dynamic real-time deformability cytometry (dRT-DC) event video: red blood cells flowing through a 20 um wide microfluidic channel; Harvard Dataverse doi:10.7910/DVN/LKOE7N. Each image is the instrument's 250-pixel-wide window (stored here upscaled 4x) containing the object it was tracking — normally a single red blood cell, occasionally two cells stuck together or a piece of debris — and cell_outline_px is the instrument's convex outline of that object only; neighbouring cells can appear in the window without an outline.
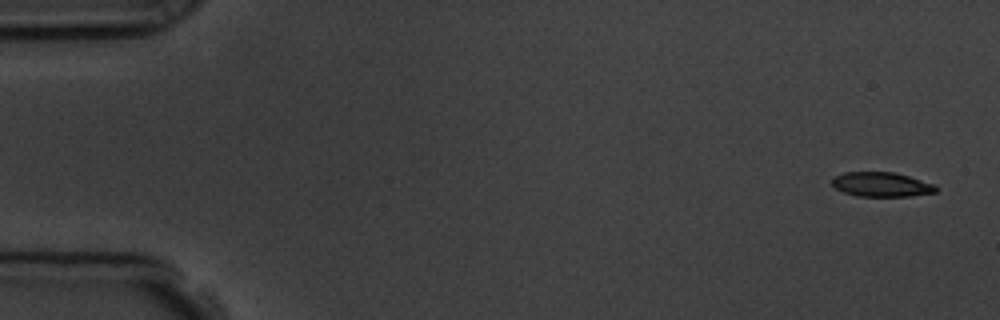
{"species": "common noctule bat (a hibernating species)", "species_latin": "Nyctalus noctula", "temperature_condition": "room temperature", "stored_images_in_passage": 4, "camera_frame_rate_fps": 3000, "um_per_image_px": 0.085, "animal": {"sex": "male", "body_mass_g": 19.5, "forearm_length_mm": 54.6}, "frame": {"image": 1, "passage_image": 1, "time_ms": 0.0, "image_size_px": [1000, 320], "cell_outline_px": [[936, 192], [912, 196], [856, 196], [844, 192], [836, 188], [832, 184], [832, 180], [836, 176], [844, 172], [896, 172], [932, 184], [936, 188]], "centroid_in_image_um": [74.9, 15.68], "position_along_channel_um": 10.1, "area_um2": 14.62}}
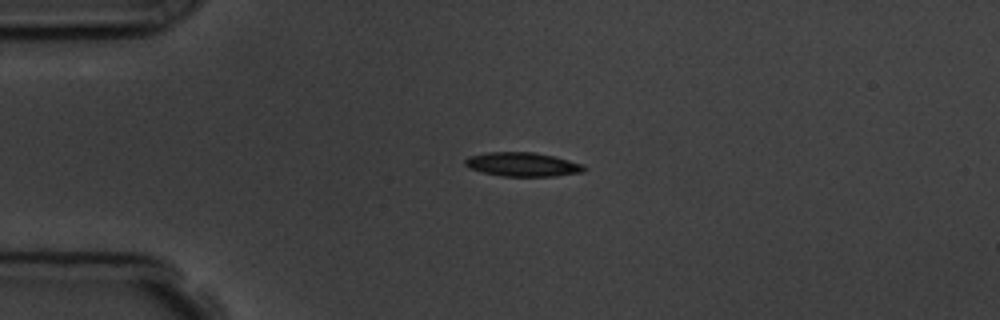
{"frame": {"image": 2, "passage_image": 4, "time_ms": 3.667, "image_size_px": [1000, 320], "cell_outline_px": [[588, 168], [584, 172], [556, 176], [504, 176], [484, 172], [468, 168], [464, 164], [464, 160], [468, 156], [488, 152], [536, 152], [556, 156], [580, 164]], "centroid_in_image_um": [44.42, 13.97], "position_along_channel_um": 40.6, "area_um2": 16.7}}